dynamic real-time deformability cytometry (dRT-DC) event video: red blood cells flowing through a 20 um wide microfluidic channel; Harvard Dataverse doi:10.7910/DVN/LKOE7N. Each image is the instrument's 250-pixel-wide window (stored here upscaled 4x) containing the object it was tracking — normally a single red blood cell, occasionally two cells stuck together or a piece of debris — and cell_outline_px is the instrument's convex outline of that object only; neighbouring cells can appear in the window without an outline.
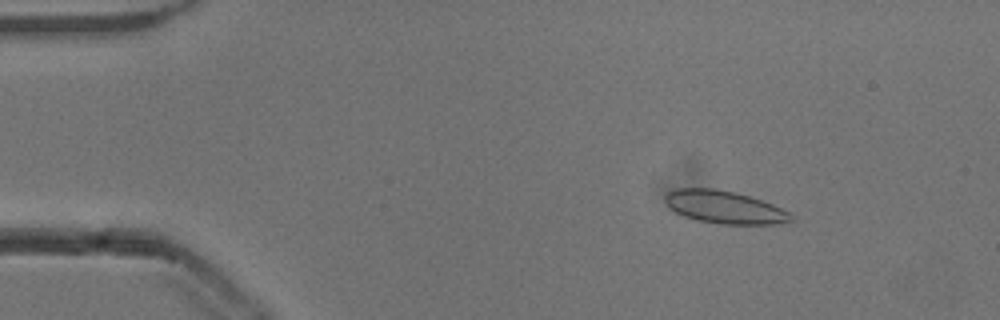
{"species": "common noctule bat (a hibernating species)", "species_latin": "Nyctalus noctula", "temperature_condition": "cold", "stored_images_in_passage": 54, "camera_frame_rate_fps": 3000, "um_per_image_px": 0.085, "animal": {"sex": "male", "body_mass_g": 13.3}, "frame": {"image": 1, "passage_image": 8, "time_ms": 2.333, "image_size_px": [1000, 320], "cell_outline_px": [[796, 220], [772, 224], [720, 224], [696, 220], [684, 216], [668, 208], [664, 200], [664, 196], [668, 192], [676, 188], [716, 188], [736, 192], [772, 204], [788, 212]], "centroid_in_image_um": [61.53, 17.6], "position_along_channel_um": 23.5, "area_um2": 24.04}}
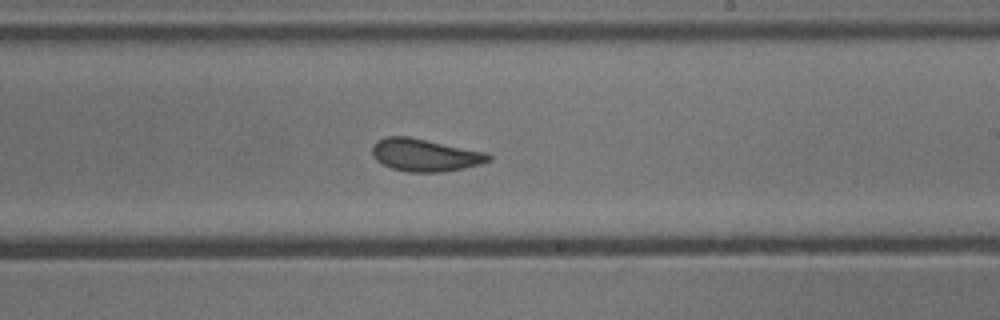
{"frame": {"image": 2, "passage_image": 32, "time_ms": 10.333, "image_size_px": [1000, 320], "cell_outline_px": [[492, 160], [480, 164], [444, 172], [408, 172], [392, 168], [376, 160], [372, 156], [372, 144], [376, 140], [388, 136], [408, 136], [488, 152], [492, 156]], "centroid_in_image_um": [36.13, 13.17], "position_along_channel_um": 252.9, "area_um2": 22.25}}
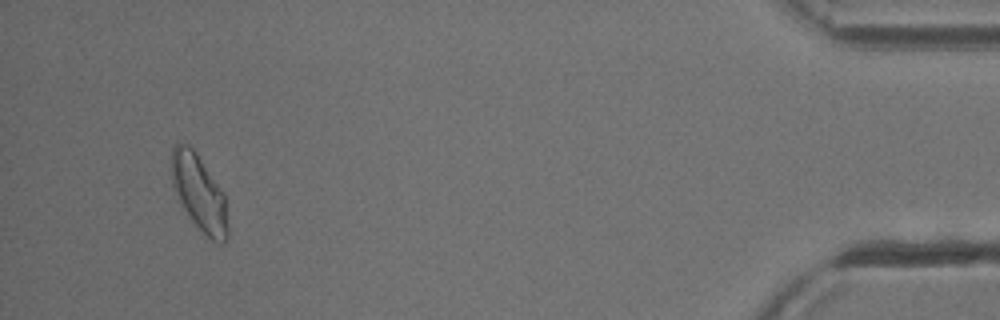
{"frame": {"image": 3, "passage_image": 51, "time_ms": 16.667, "image_size_px": [1000, 320], "cell_outline_px": [[228, 240], [224, 244], [216, 244], [192, 220], [184, 208], [172, 184], [172, 148], [176, 144], [188, 144], [196, 152], [224, 192], [228, 228]], "centroid_in_image_um": [16.97, 16.42], "position_along_channel_um": 418.2, "area_um2": 24.57}, "authors_computed_cell_mechanics": {"area_um2": 22.6576, "velocity_mm_per_s": 3.8331, "shape_relaxation_time_tau1_ms": 5.6368, "shape_relaxation_time_tau2_ms": 1.1002, "deformation_change_tau1": 0.1183, "deformation_change_tau2": 0.0682}}